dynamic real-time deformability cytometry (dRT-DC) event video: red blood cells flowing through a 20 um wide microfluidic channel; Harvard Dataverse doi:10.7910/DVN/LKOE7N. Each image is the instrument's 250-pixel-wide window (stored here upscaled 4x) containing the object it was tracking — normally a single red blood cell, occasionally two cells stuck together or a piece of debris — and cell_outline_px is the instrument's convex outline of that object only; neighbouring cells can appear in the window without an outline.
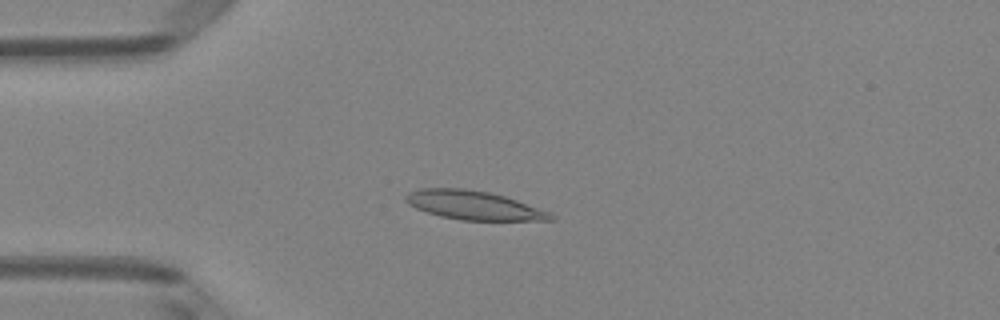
{"species": "Egyptian fruit bat (a non-hibernating species)", "species_latin": "Rousettus aegyptiacus", "temperature_condition": "room temperature", "stored_images_in_passage": 50, "camera_frame_rate_fps": 3000, "um_per_image_px": 0.085, "animal": {"sex": "female"}, "frame": {"image": 1, "passage_image": 13, "time_ms": 4.0, "image_size_px": [1000, 320], "cell_outline_px": [[556, 220], [460, 220], [440, 216], [416, 208], [408, 204], [404, 200], [404, 196], [408, 192], [420, 188], [464, 188], [488, 192], [504, 196], [552, 212], [556, 216]], "centroid_in_image_um": [40.27, 17.45], "position_along_channel_um": 44.7, "area_um2": 24.45}}
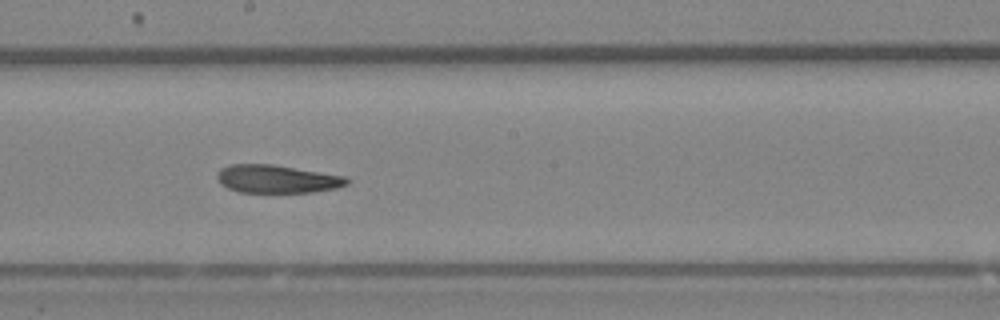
{"frame": {"image": 2, "passage_image": 28, "time_ms": 9.0, "image_size_px": [1000, 320], "cell_outline_px": [[352, 180], [348, 184], [336, 188], [312, 192], [240, 192], [228, 188], [220, 184], [216, 176], [220, 168], [228, 164], [272, 164], [344, 176]], "centroid_in_image_um": [23.52, 15.21], "position_along_channel_um": 224.7, "area_um2": 21.21}}
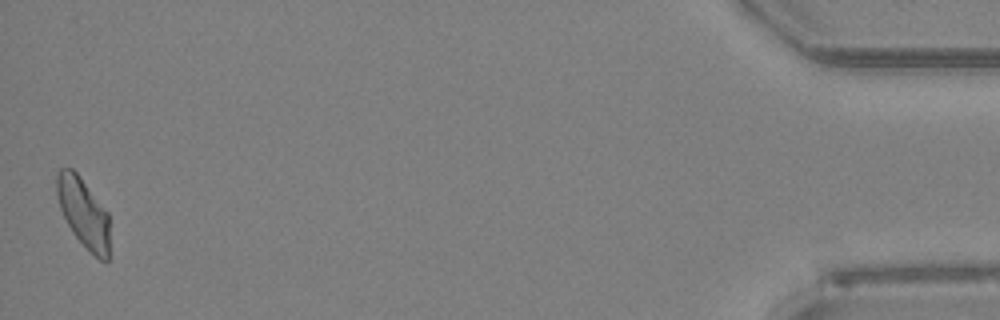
{"frame": {"image": 3, "passage_image": 50, "time_ms": 16.333, "image_size_px": [1000, 320], "cell_outline_px": [[108, 260], [100, 260], [72, 232], [60, 208], [56, 192], [56, 176], [60, 168], [72, 168], [76, 172], [108, 212]], "centroid_in_image_um": [7.07, 18.03], "position_along_channel_um": 428.1, "area_um2": 20.81}, "authors_computed_cell_mechanics": {"area_um2": 22.4264, "velocity_mm_per_s": 4.0124, "shape_relaxation_time_tau1_ms": 6.5043, "shape_relaxation_time_tau2_ms": 2.853, "deformation_change_tau1": 0.2008, "deformation_change_tau2": 0.1145}}